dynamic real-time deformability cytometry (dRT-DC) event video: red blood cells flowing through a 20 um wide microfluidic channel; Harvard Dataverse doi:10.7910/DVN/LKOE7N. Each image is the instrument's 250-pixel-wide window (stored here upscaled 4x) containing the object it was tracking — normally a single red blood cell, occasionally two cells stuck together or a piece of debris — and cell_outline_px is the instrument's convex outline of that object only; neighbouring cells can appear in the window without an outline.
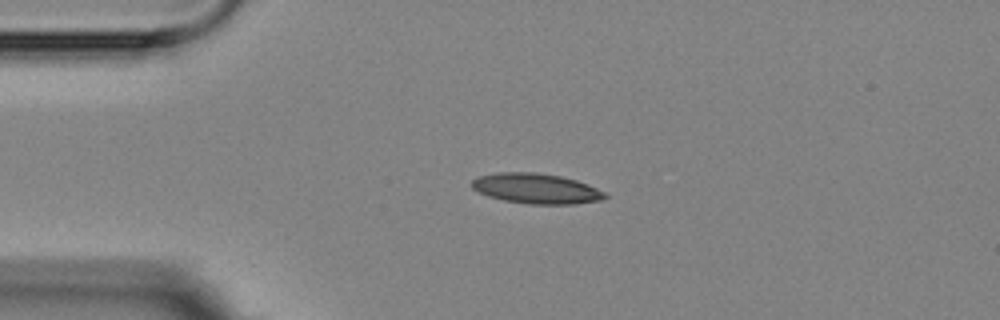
{"species": "Egyptian fruit bat (a non-hibernating species)", "species_latin": "Rousettus aegyptiacus", "temperature_condition": "room temperature", "stored_images_in_passage": 5, "camera_frame_rate_fps": 3000, "um_per_image_px": 0.085, "animal": {"sex": "female"}, "frame": {"image": 1, "passage_image": 3, "time_ms": 2.333, "image_size_px": [1000, 320], "cell_outline_px": [[608, 196], [604, 200], [576, 204], [528, 204], [504, 200], [488, 196], [472, 188], [472, 180], [480, 176], [496, 172], [536, 172], [560, 176], [576, 180], [588, 184], [604, 192]], "centroid_in_image_um": [45.61, 16.03], "position_along_channel_um": 39.4, "area_um2": 23.47}}
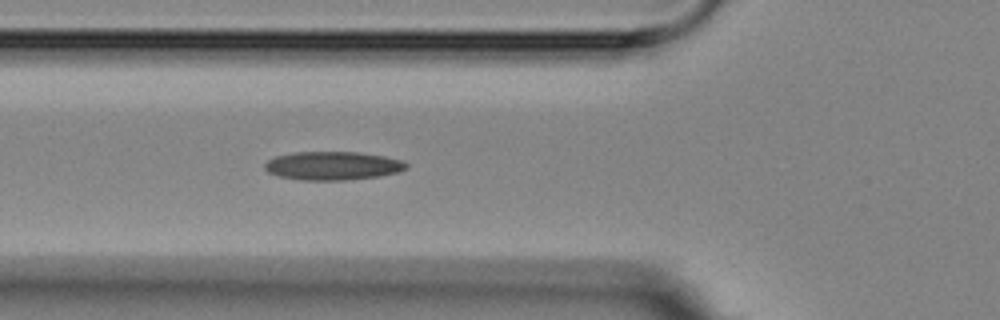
{"frame": {"image": 2, "passage_image": 5, "time_ms": 4.667, "image_size_px": [1000, 320], "cell_outline_px": [[408, 168], [400, 172], [380, 176], [348, 180], [300, 180], [280, 176], [268, 172], [264, 168], [264, 164], [268, 160], [276, 156], [296, 152], [356, 152], [384, 156], [404, 160], [408, 164]], "centroid_in_image_um": [28.33, 14.09], "position_along_channel_um": 97.5, "area_um2": 23.64}}